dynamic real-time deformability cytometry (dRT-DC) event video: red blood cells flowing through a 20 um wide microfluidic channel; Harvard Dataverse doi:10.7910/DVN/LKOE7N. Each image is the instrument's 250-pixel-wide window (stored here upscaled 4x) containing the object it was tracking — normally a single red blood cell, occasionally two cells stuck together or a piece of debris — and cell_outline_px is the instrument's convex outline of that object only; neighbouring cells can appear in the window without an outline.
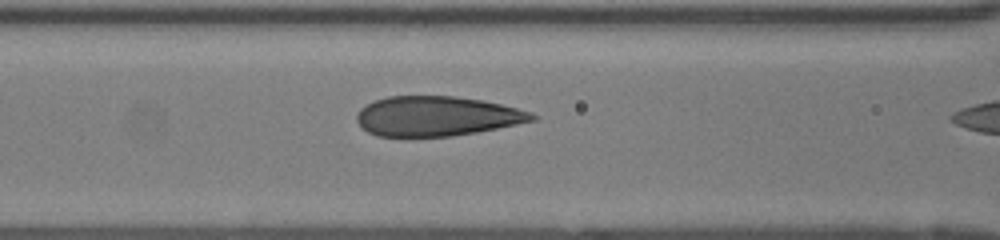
{"species": "human", "species_latin": "Homo sapiens", "temperature_condition": "room temperature", "stored_images_in_passage": 39, "camera_frame_rate_fps": 3000, "um_per_image_px": 0.085, "donor": {"sex": "female"}, "frame": {"image": 1, "passage_image": 19, "time_ms": 6.0, "image_size_px": [1000, 240], "cell_outline_px": [[536, 120], [476, 132], [452, 136], [376, 136], [368, 132], [356, 120], [356, 112], [360, 108], [376, 100], [388, 96], [452, 96], [484, 100], [532, 112], [536, 116]], "centroid_in_image_um": [37.11, 9.87], "position_along_channel_um": 129.5, "area_um2": 40.4}}
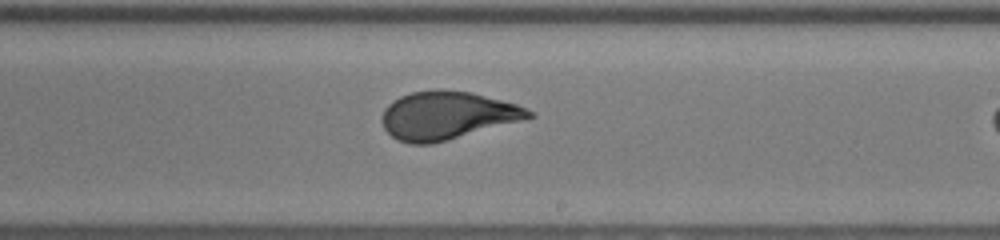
{"frame": {"image": 2, "passage_image": 28, "time_ms": 9.0, "image_size_px": [1000, 240], "cell_outline_px": [[536, 116], [448, 140], [432, 144], [412, 144], [396, 140], [384, 128], [380, 120], [384, 108], [392, 100], [400, 96], [412, 92], [436, 88], [440, 88], [472, 92], [516, 104], [532, 112]], "centroid_in_image_um": [37.94, 9.8], "position_along_channel_um": 251.1, "area_um2": 41.21}}
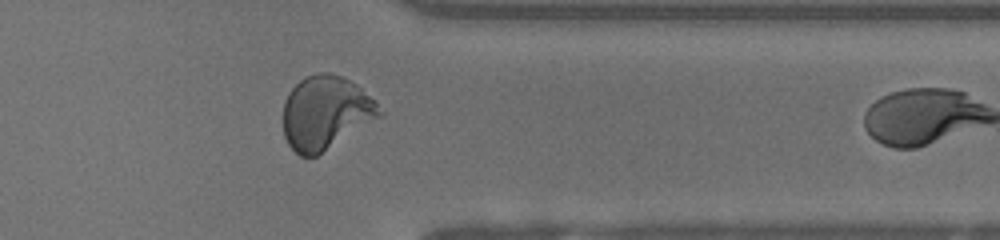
{"frame": {"image": 3, "passage_image": 38, "time_ms": 12.333, "image_size_px": [1000, 240], "cell_outline_px": [[384, 112], [380, 116], [316, 156], [300, 156], [288, 144], [284, 136], [284, 100], [288, 92], [300, 80], [316, 72], [328, 72], [344, 76], [356, 84], [376, 100]], "centroid_in_image_um": [27.67, 9.55], "position_along_channel_um": 383.7, "area_um2": 41.1}}